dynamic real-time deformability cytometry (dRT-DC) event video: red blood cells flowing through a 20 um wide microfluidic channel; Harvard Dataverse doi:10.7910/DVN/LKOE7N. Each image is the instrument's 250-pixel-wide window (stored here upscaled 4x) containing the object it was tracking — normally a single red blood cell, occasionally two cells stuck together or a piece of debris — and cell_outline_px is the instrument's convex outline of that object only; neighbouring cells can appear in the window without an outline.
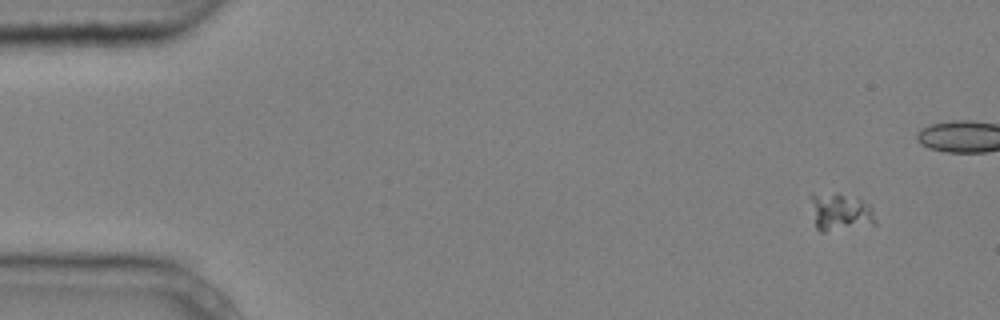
{"species": "common noctule bat (a hibernating species)", "species_latin": "Nyctalus noctula", "temperature_condition": "cold", "stored_images_in_passage": 6, "camera_frame_rate_fps": 3000, "um_per_image_px": 0.085, "animal": {"sex": "male", "body_mass_g": 20.4}, "frame": {"image": 1, "passage_image": 1, "time_ms": 0.0, "image_size_px": [1000, 320], "cell_outline_px": [[876, 224], [824, 232], [820, 232], [816, 228], [812, 200], [812, 192], [836, 192], [860, 196], [872, 208], [876, 220]], "centroid_in_image_um": [71.47, 17.98], "position_along_channel_um": 13.5, "area_um2": 14.57}}
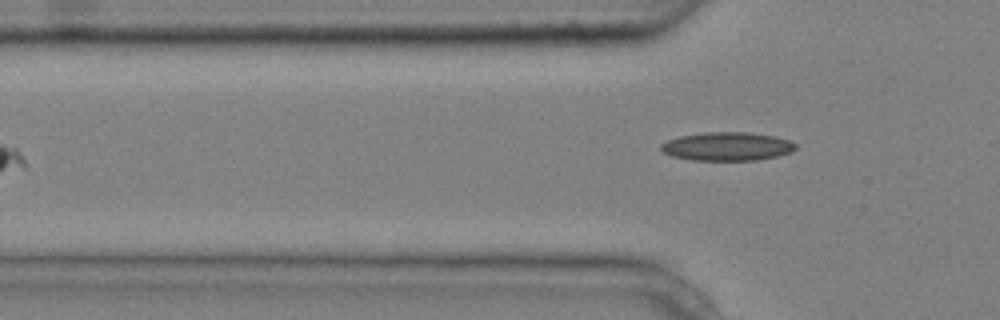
{"frame": {"image": 2, "passage_image": 6, "time_ms": 1.667, "image_size_px": [1000, 320], "cell_outline_px": [[796, 148], [792, 152], [776, 156], [756, 160], [692, 160], [672, 156], [664, 152], [660, 148], [660, 144], [668, 140], [680, 136], [708, 132], [748, 132], [776, 136], [788, 140], [796, 144]], "centroid_in_image_um": [61.82, 12.44], "position_along_channel_um": 64.0, "area_um2": 22.31}}